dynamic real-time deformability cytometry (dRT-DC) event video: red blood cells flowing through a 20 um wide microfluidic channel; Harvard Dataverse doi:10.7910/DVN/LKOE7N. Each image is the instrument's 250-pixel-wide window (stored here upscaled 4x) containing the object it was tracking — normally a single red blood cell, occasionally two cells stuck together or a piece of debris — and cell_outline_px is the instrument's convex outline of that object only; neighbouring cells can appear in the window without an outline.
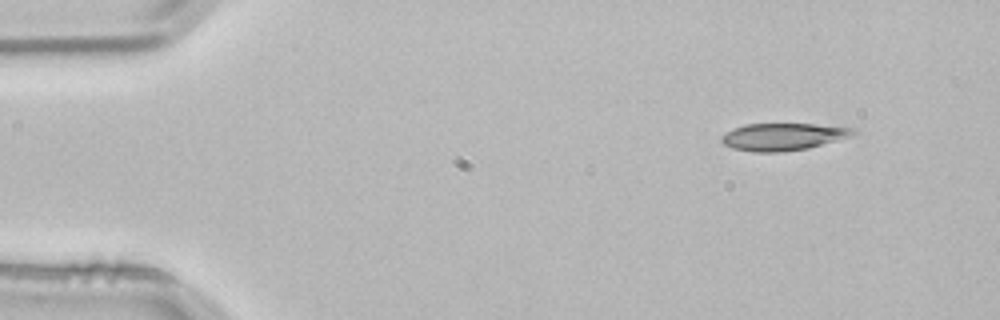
{"species": "common noctule bat (a hibernating species)", "species_latin": "Nyctalus noctula", "temperature_condition": "room temperature", "stored_images_in_passage": 3, "camera_frame_rate_fps": 3000, "um_per_image_px": 0.085, "animal": {"sex": "male", "body_mass_g": 21.5, "forearm_length_mm": 52.0}, "frame": {"image": 1, "passage_image": 1, "time_ms": 0.0, "image_size_px": [1000, 320], "cell_outline_px": [[856, 132], [848, 136], [836, 140], [808, 148], [780, 152], [752, 152], [732, 148], [724, 144], [720, 140], [720, 136], [732, 128], [744, 124], [812, 124], [856, 128]], "centroid_in_image_um": [66.48, 11.62], "position_along_channel_um": 18.5, "area_um2": 20.81}}
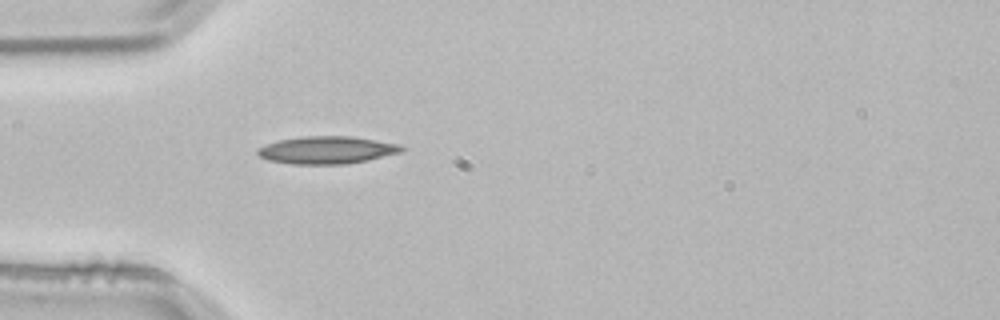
{"frame": {"image": 2, "passage_image": 3, "time_ms": 0.667, "image_size_px": [1000, 320], "cell_outline_px": [[404, 148], [400, 152], [368, 160], [344, 164], [292, 164], [268, 160], [260, 156], [256, 152], [260, 148], [268, 144], [280, 140], [304, 136], [348, 136], [400, 144]], "centroid_in_image_um": [27.79, 12.76], "position_along_channel_um": 57.2, "area_um2": 22.72}}